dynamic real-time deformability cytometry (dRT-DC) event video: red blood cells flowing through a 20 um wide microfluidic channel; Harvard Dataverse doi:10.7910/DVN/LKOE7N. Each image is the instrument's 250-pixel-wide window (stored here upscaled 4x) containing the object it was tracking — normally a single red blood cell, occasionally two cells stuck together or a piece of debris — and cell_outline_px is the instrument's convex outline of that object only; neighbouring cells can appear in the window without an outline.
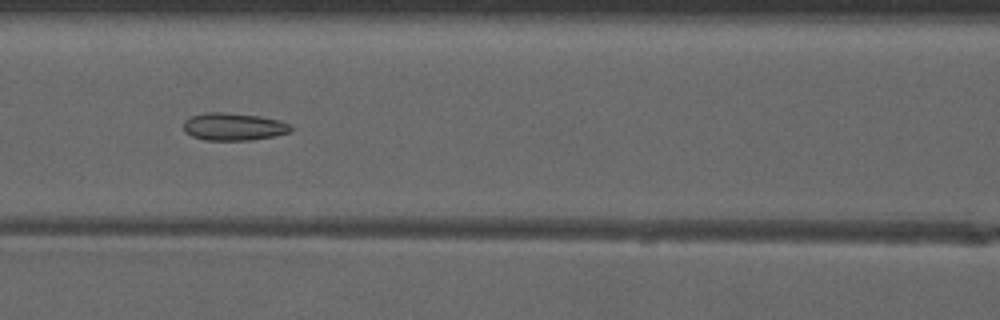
{"species": "common noctule bat (a hibernating species)", "species_latin": "Nyctalus noctula", "temperature_condition": "warm", "stored_images_in_passage": 42, "camera_frame_rate_fps": 3000, "um_per_image_px": 0.085, "animal": {"sex": "male", "forearm_length_mm": 52.5}, "frame": {"image": 1, "passage_image": 15, "time_ms": 4.667, "image_size_px": [1000, 320], "cell_outline_px": [[292, 128], [288, 132], [272, 136], [252, 140], [204, 140], [192, 136], [184, 132], [184, 120], [192, 116], [204, 112], [224, 112], [260, 116], [280, 120], [288, 124]], "centroid_in_image_um": [19.81, 10.76], "position_along_channel_um": 146.8, "area_um2": 17.17}}
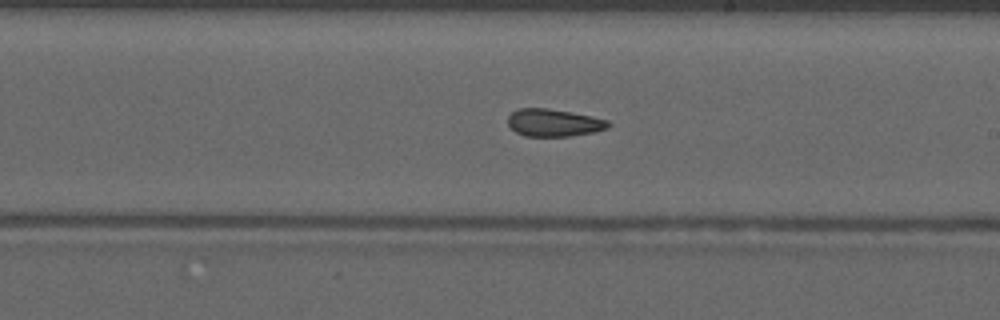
{"frame": {"image": 2, "passage_image": 22, "time_ms": 7.0, "image_size_px": [1000, 320], "cell_outline_px": [[612, 124], [608, 128], [592, 132], [568, 136], [524, 136], [516, 132], [508, 124], [508, 116], [516, 108], [548, 108], [592, 116], [608, 120]], "centroid_in_image_um": [47.06, 10.42], "position_along_channel_um": 241.9, "area_um2": 16.07}}
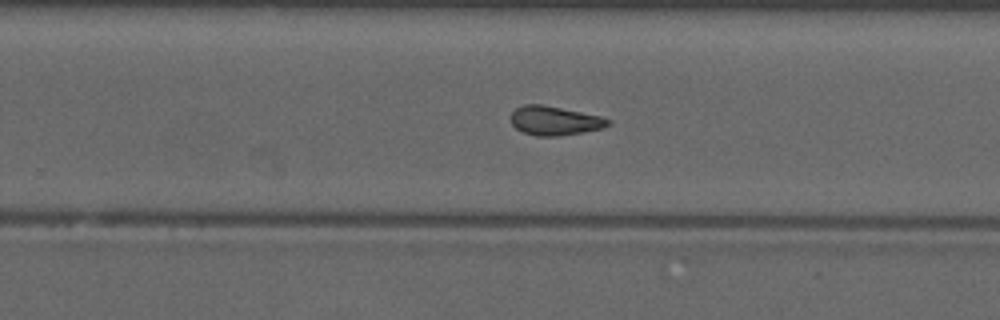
{"frame": {"image": 3, "passage_image": 25, "time_ms": 8.0, "image_size_px": [1000, 320], "cell_outline_px": [[612, 120], [604, 128], [584, 132], [560, 136], [536, 136], [524, 132], [516, 128], [508, 120], [508, 116], [516, 108], [524, 104], [540, 104], [600, 116]], "centroid_in_image_um": [47.1, 10.26], "position_along_channel_um": 282.7, "area_um2": 16.53}, "authors_computed_cell_mechanics": {"area_um2": 16.6175, "velocity_mm_per_s": 4.0942, "shape_relaxation_time_tau1_ms": null, "shape_relaxation_time_tau2_ms": 2.3111, "deformation_change_tau1": null, "deformation_change_tau2": 0.0977}}